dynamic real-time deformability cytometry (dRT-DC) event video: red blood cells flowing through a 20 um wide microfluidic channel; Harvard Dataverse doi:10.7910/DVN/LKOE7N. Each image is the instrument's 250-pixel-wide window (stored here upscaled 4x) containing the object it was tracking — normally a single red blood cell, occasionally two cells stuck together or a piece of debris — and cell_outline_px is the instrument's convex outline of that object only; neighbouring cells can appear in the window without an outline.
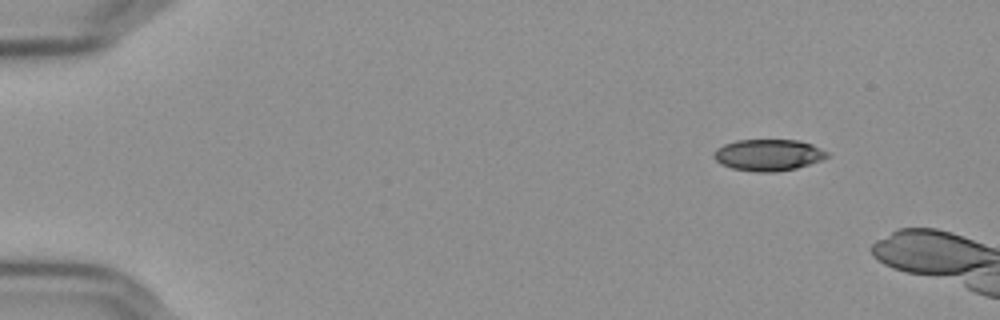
{"species": "Egyptian fruit bat (a non-hibernating species)", "species_latin": "Rousettus aegyptiacus", "temperature_condition": "cold", "stored_images_in_passage": 46, "camera_frame_rate_fps": 3000, "um_per_image_px": 0.085, "frame": {"image": 1, "passage_image": 1, "time_ms": 0.0, "image_size_px": [1000, 320], "cell_outline_px": [[828, 156], [820, 160], [796, 168], [776, 172], [756, 172], [732, 168], [720, 164], [712, 156], [712, 152], [716, 148], [724, 144], [736, 140], [796, 140], [812, 144], [828, 152]], "centroid_in_image_um": [65.25, 13.17], "position_along_channel_um": 19.7, "area_um2": 20.81}}
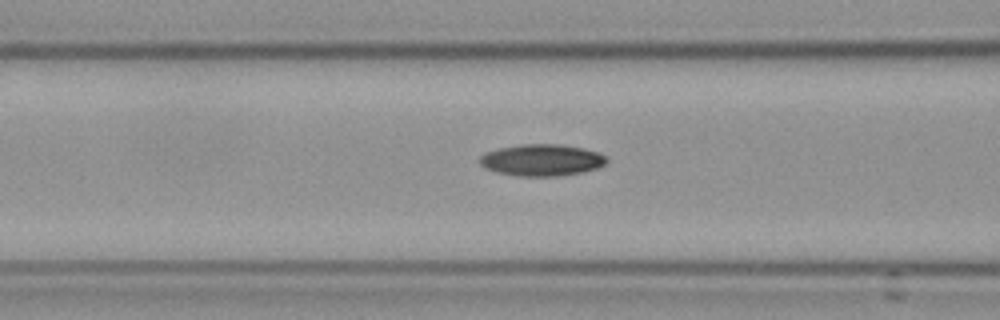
{"frame": {"image": 2, "passage_image": 18, "time_ms": 5.667, "image_size_px": [1000, 320], "cell_outline_px": [[608, 160], [604, 164], [596, 168], [584, 172], [560, 176], [520, 176], [496, 172], [484, 168], [480, 164], [480, 156], [488, 152], [500, 148], [524, 144], [560, 144], [584, 148], [600, 152], [608, 156]], "centroid_in_image_um": [46.1, 13.61], "position_along_channel_um": 120.5, "area_um2": 23.52}}
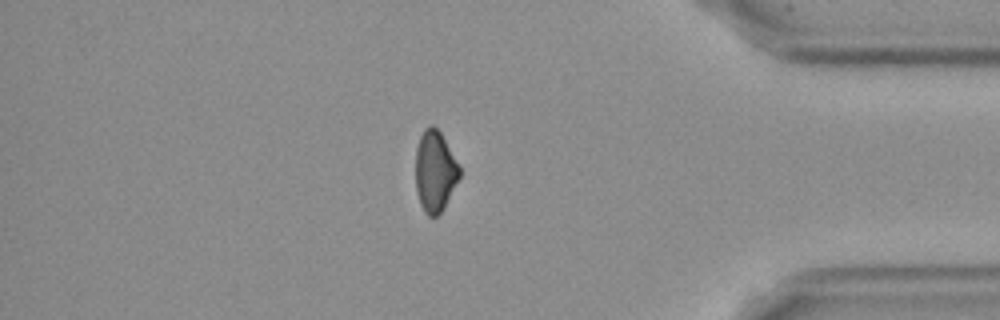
{"frame": {"image": 3, "passage_image": 43, "time_ms": 14.0, "image_size_px": [1000, 320], "cell_outline_px": [[460, 176], [444, 208], [436, 216], [428, 216], [424, 212], [420, 204], [416, 192], [416, 148], [420, 136], [424, 128], [432, 124], [440, 132], [460, 168]], "centroid_in_image_um": [36.95, 14.57], "position_along_channel_um": 398.2, "area_um2": 20.58}}